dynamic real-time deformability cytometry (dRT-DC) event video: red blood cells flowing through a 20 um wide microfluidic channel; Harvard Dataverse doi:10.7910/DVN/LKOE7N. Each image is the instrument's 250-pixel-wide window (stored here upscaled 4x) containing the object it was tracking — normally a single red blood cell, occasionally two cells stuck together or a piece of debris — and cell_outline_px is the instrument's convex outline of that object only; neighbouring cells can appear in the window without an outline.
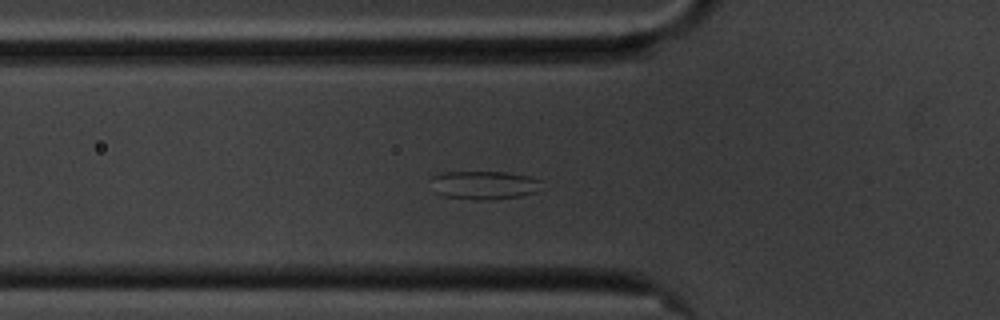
{"species": "common noctule bat (a hibernating species)", "species_latin": "Nyctalus noctula", "temperature_condition": "cold", "stored_images_in_passage": 33, "camera_frame_rate_fps": 3000, "um_per_image_px": 0.085, "animal": {"sex": "male", "body_mass_g": 20.1, "forearm_length_mm": 53.5}, "frame": {"image": 1, "passage_image": 2, "time_ms": 0.333, "image_size_px": [1000, 320], "cell_outline_px": [[540, 180], [536, 192], [520, 196], [492, 200], [476, 200], [444, 196], [436, 192], [432, 176], [444, 172], [508, 172], [528, 176]], "centroid_in_image_um": [41.16, 15.74], "position_along_channel_um": 84.6, "area_um2": 18.09}}
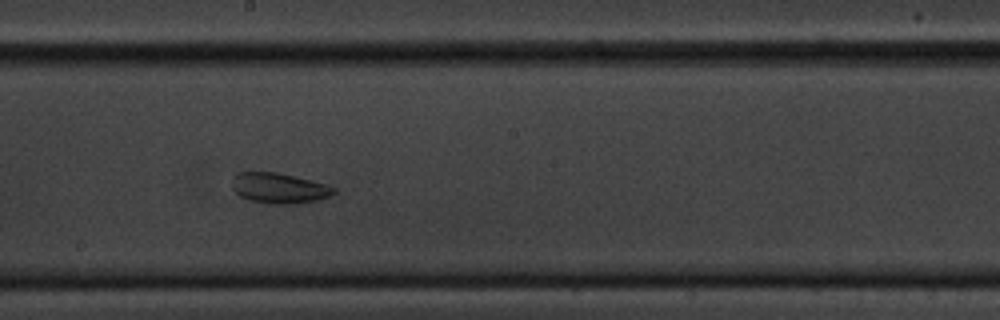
{"frame": {"image": 2, "passage_image": 14, "time_ms": 4.333, "image_size_px": [1000, 320], "cell_outline_px": [[336, 192], [332, 196], [316, 200], [296, 204], [272, 204], [248, 200], [240, 196], [232, 188], [232, 180], [236, 172], [276, 172], [328, 184], [336, 188]], "centroid_in_image_um": [23.74, 15.99], "position_along_channel_um": 224.5, "area_um2": 18.21}}
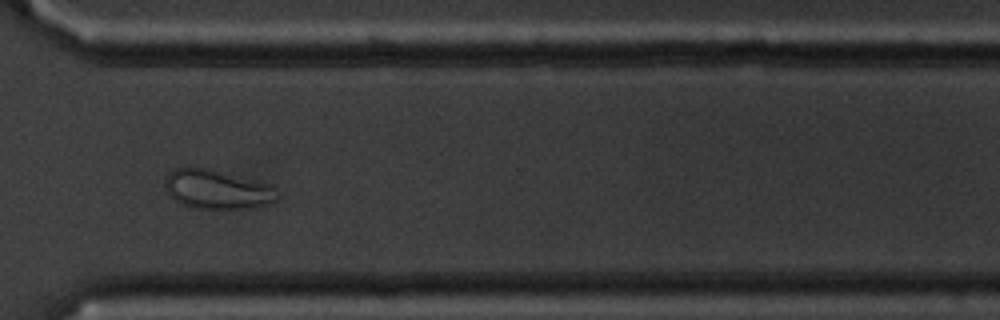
{"frame": {"image": 3, "passage_image": 25, "time_ms": 8.0, "image_size_px": [1000, 320], "cell_outline_px": [[280, 196], [276, 200], [268, 204], [240, 208], [196, 208], [184, 204], [176, 200], [168, 192], [164, 184], [164, 180], [168, 172], [176, 168], [204, 168], [272, 184]], "centroid_in_image_um": [18.47, 16.09], "position_along_channel_um": 352.1, "area_um2": 25.14}}